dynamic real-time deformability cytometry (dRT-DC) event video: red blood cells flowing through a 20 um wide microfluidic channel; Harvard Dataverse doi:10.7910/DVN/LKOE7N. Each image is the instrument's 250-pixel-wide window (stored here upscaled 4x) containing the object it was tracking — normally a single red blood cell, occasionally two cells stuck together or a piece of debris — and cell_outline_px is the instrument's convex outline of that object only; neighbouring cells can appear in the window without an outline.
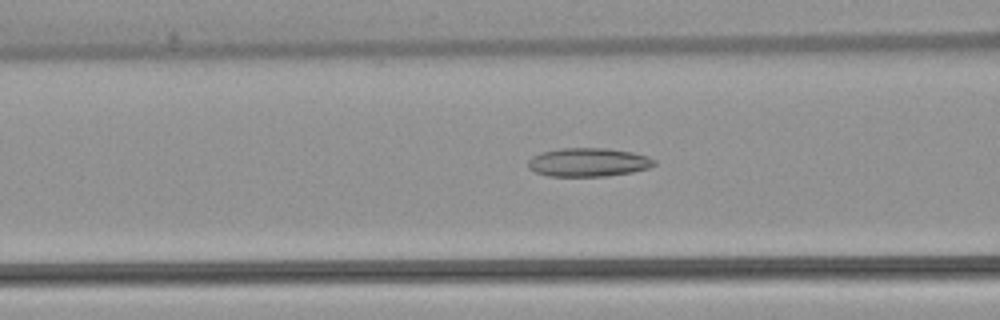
{"species": "common noctule bat (a hibernating species)", "species_latin": "Nyctalus noctula", "temperature_condition": "warm", "stored_images_in_passage": 46, "camera_frame_rate_fps": 3000, "um_per_image_px": 0.085, "animal": {"sex": "female", "body_mass_g": 22.7, "forearm_length_mm": 54.2}, "frame": {"image": 1, "passage_image": 21, "time_ms": 6.667, "image_size_px": [1000, 320], "cell_outline_px": [[656, 164], [648, 168], [632, 172], [608, 176], [548, 176], [536, 172], [528, 168], [528, 160], [532, 156], [540, 152], [560, 148], [608, 148], [632, 152], [648, 156], [656, 160]], "centroid_in_image_um": [50.0, 13.79], "position_along_channel_um": 116.6, "area_um2": 21.21}}
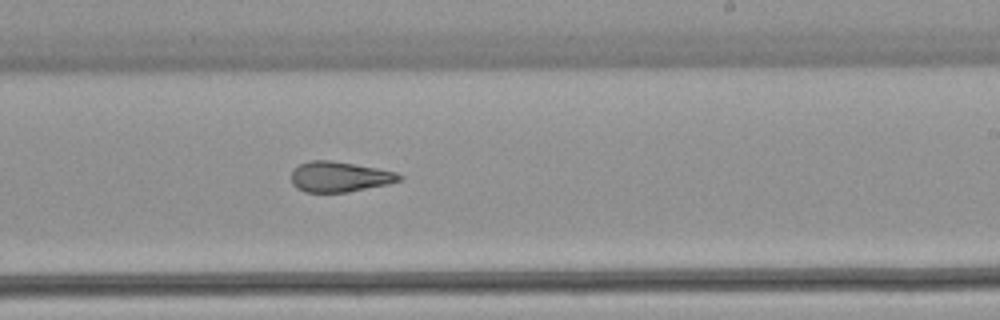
{"frame": {"image": 2, "passage_image": 32, "time_ms": 10.333, "image_size_px": [1000, 320], "cell_outline_px": [[404, 176], [400, 180], [388, 184], [348, 192], [304, 192], [296, 188], [292, 184], [292, 172], [300, 164], [308, 160], [332, 160], [376, 168], [396, 172]], "centroid_in_image_um": [28.85, 15.03], "position_along_channel_um": 260.1, "area_um2": 19.07}}
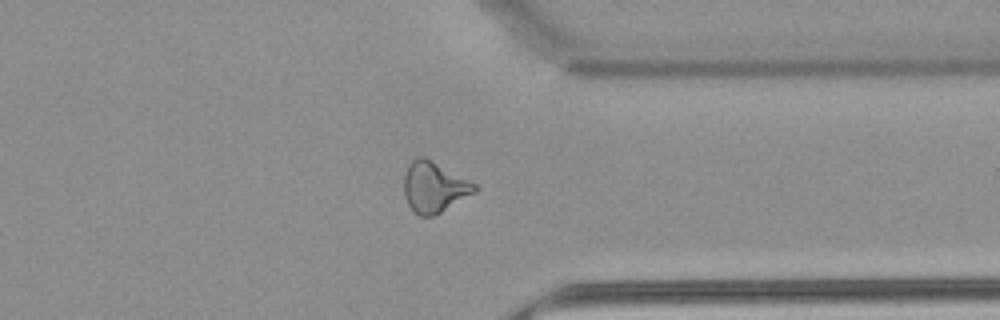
{"frame": {"image": 3, "passage_image": 41, "time_ms": 13.333, "image_size_px": [1000, 320], "cell_outline_px": [[480, 188], [476, 192], [440, 212], [432, 216], [420, 216], [408, 204], [404, 196], [404, 176], [408, 164], [412, 160], [420, 156], [424, 156], [476, 184]], "centroid_in_image_um": [36.9, 15.89], "position_along_channel_um": 374.5, "area_um2": 20.63}, "authors_computed_cell_mechanics": {"area_um2": 20.6346, "velocity_mm_per_s": 3.9251, "shape_relaxation_time_tau1_ms": null, "shape_relaxation_time_tau2_ms": 3.3634, "deformation_change_tau1": null, "deformation_change_tau2": 0.1296}}